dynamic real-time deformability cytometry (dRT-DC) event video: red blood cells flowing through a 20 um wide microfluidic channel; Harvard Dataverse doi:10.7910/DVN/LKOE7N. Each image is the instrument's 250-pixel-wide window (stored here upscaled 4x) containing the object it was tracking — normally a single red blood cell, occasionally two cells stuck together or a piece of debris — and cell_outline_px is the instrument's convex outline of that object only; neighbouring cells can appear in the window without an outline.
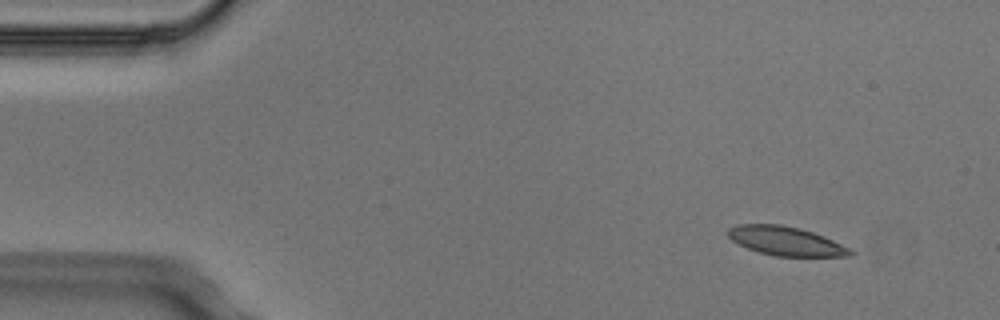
{"species": "Egyptian fruit bat (a non-hibernating species)", "species_latin": "Rousettus aegyptiacus", "temperature_condition": "cold", "stored_images_in_passage": 4, "camera_frame_rate_fps": 3000, "um_per_image_px": 0.085, "animal": {"sex": "male"}, "frame": {"image": 1, "passage_image": 1, "time_ms": 0.0, "image_size_px": [1000, 320], "cell_outline_px": [[856, 252], [852, 256], [776, 256], [760, 252], [748, 248], [732, 240], [728, 236], [728, 228], [736, 224], [780, 224], [800, 228], [824, 236]], "centroid_in_image_um": [66.79, 20.48], "position_along_channel_um": 18.2, "area_um2": 20.46}}
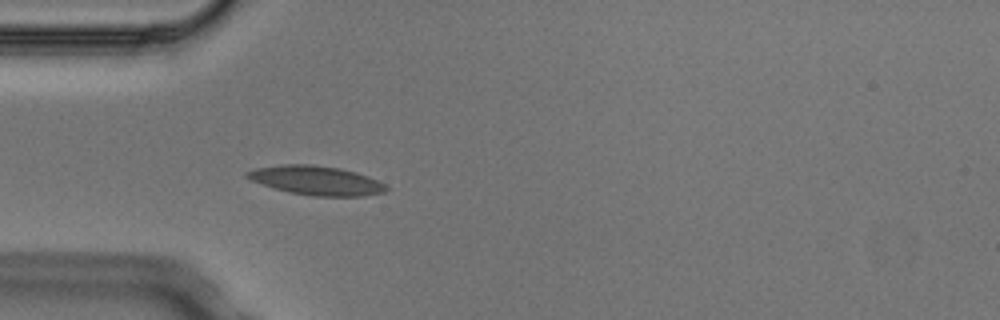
{"frame": {"image": 2, "passage_image": 4, "time_ms": 1.0, "image_size_px": [1000, 320], "cell_outline_px": [[388, 188], [384, 192], [364, 196], [312, 196], [288, 192], [252, 180], [244, 176], [244, 172], [256, 168], [280, 164], [312, 164], [340, 168], [356, 172], [368, 176], [384, 184]], "centroid_in_image_um": [26.87, 15.33], "position_along_channel_um": 58.1, "area_um2": 23.52}}